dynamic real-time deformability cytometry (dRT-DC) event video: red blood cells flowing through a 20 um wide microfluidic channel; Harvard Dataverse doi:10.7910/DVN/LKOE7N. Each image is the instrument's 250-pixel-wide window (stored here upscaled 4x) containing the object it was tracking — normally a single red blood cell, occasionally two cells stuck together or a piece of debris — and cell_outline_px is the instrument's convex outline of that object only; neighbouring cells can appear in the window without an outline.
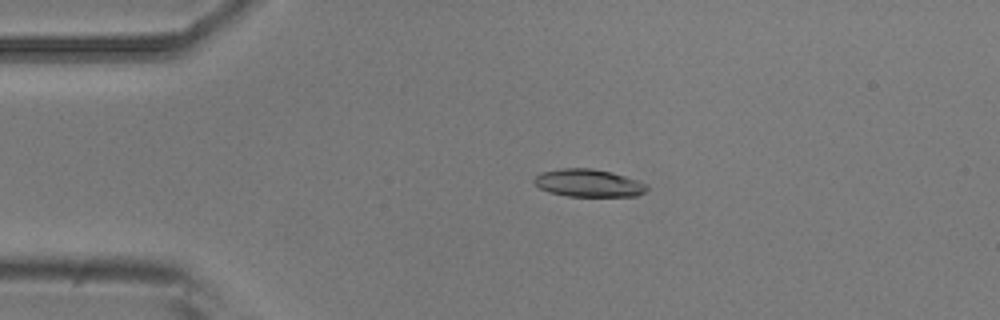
{"species": "common noctule bat (a hibernating species)", "species_latin": "Nyctalus noctula", "temperature_condition": "room temperature", "stored_images_in_passage": 49, "camera_frame_rate_fps": 3000, "um_per_image_px": 0.085, "animal": {"sex": "male", "body_mass_g": 20.5, "forearm_length_mm": 52.5}, "frame": {"image": 1, "passage_image": 7, "time_ms": 2.0, "image_size_px": [1000, 320], "cell_outline_px": [[648, 188], [644, 192], [636, 196], [568, 196], [548, 192], [540, 188], [532, 180], [536, 176], [544, 172], [560, 168], [592, 168], [612, 172], [636, 180], [644, 184]], "centroid_in_image_um": [50.0, 15.56], "position_along_channel_um": 35.0, "area_um2": 17.98}}
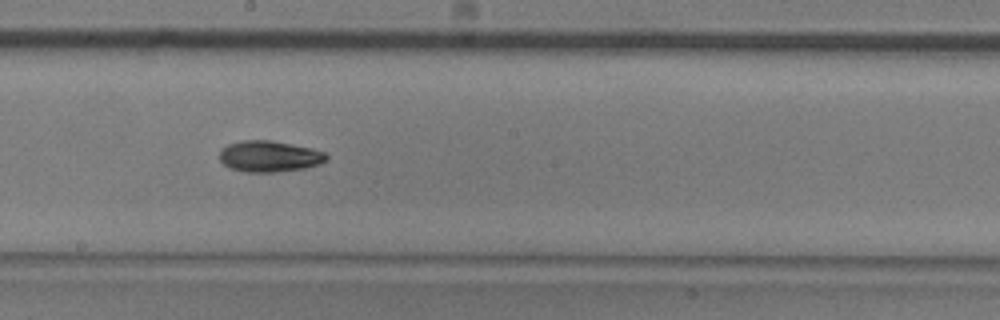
{"frame": {"image": 2, "passage_image": 25, "time_ms": 8.0, "image_size_px": [1000, 320], "cell_outline_px": [[328, 160], [320, 164], [304, 168], [276, 172], [248, 172], [228, 168], [220, 160], [220, 152], [228, 144], [244, 140], [272, 140], [312, 148], [324, 152], [328, 156]], "centroid_in_image_um": [22.92, 13.29], "position_along_channel_um": 225.3, "area_um2": 19.42}}
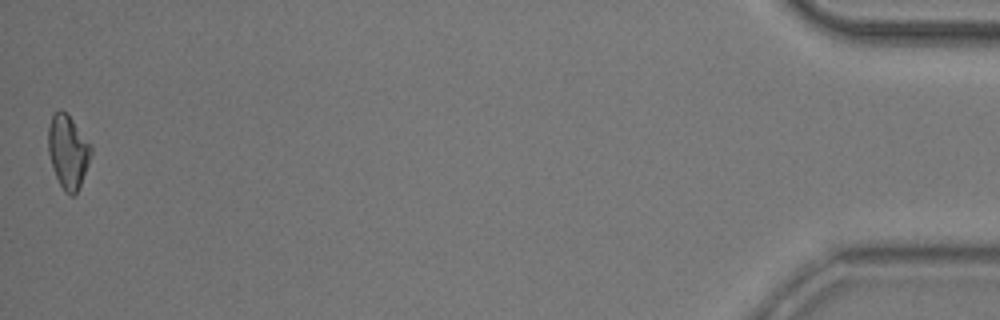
{"frame": {"image": 3, "passage_image": 49, "time_ms": 16.0, "image_size_px": [1000, 320], "cell_outline_px": [[92, 152], [88, 164], [80, 184], [76, 192], [72, 196], [64, 192], [56, 176], [48, 152], [48, 128], [52, 116], [56, 112], [64, 112], [72, 120], [92, 144]], "centroid_in_image_um": [5.79, 12.9], "position_along_channel_um": 429.4, "area_um2": 17.92}, "authors_computed_cell_mechanics": {"area_um2": 18.2648, "velocity_mm_per_s": 3.7592, "shape_relaxation_time_tau1_ms": 3.6649, "shape_relaxation_time_tau2_ms": null, "deformation_change_tau1": 0.1289, "deformation_change_tau2": null}}